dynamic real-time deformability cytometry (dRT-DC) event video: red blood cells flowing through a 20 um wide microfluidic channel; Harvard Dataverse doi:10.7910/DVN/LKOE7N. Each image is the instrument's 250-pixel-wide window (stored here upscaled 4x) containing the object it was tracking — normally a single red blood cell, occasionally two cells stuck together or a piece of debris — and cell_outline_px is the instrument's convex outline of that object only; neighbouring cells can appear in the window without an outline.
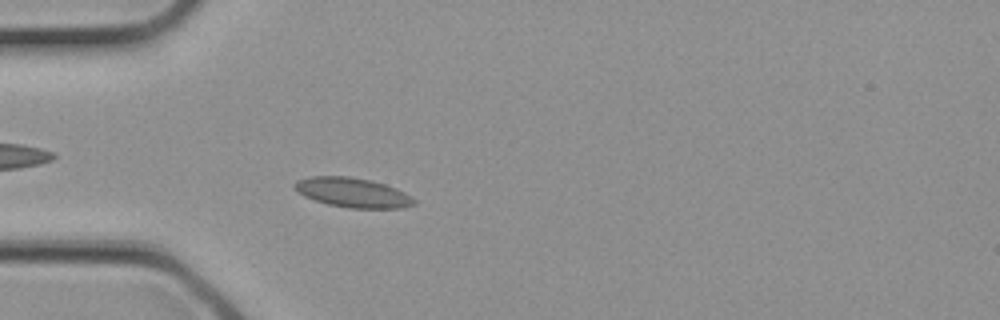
{"species": "common noctule bat (a hibernating species)", "species_latin": "Nyctalus noctula", "temperature_condition": "cold", "stored_images_in_passage": 1, "camera_frame_rate_fps": 3000, "um_per_image_px": 0.085, "animal": {"sex": "female", "body_mass_g": 21.9}, "frame": {"image": 1, "passage_image": 1, "time_ms": 0.0, "image_size_px": [1000, 320], "cell_outline_px": [[416, 204], [404, 208], [348, 208], [328, 204], [304, 196], [292, 184], [296, 180], [312, 176], [348, 176], [368, 180], [384, 184], [396, 188], [404, 192], [416, 200]], "centroid_in_image_um": [30.0, 16.37], "position_along_channel_um": 55.0, "area_um2": 20.46}}